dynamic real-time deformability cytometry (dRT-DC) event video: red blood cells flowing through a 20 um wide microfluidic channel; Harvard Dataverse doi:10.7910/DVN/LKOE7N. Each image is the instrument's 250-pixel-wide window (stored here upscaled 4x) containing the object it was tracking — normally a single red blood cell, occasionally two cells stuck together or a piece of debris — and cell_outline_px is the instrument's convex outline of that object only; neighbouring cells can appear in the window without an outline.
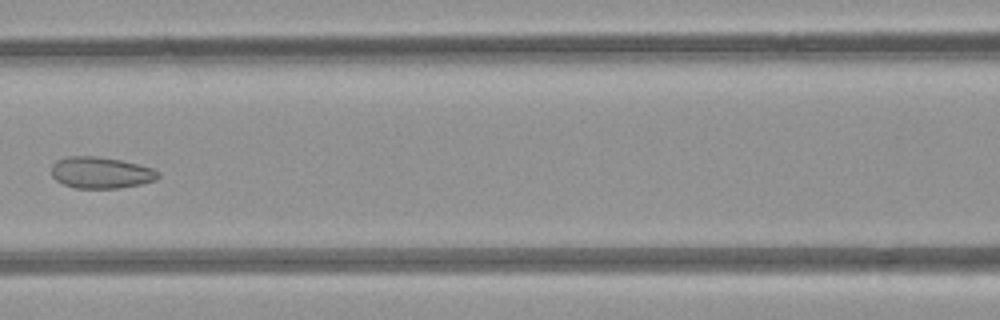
{"species": "common noctule bat (a hibernating species)", "species_latin": "Nyctalus noctula", "temperature_condition": "room temperature", "stored_images_in_passage": 4, "camera_frame_rate_fps": 3000, "um_per_image_px": 0.085, "animal": {"sex": "female", "body_mass_g": 21.9}, "frame": {"image": 1, "passage_image": 4, "time_ms": 3.667, "image_size_px": [1000, 320], "cell_outline_px": [[160, 176], [156, 180], [140, 184], [116, 188], [76, 188], [64, 184], [56, 180], [52, 176], [52, 164], [56, 160], [68, 156], [96, 156], [120, 160], [152, 168], [160, 172]], "centroid_in_image_um": [8.56, 14.67], "position_along_channel_um": 158.0, "area_um2": 19.48}}